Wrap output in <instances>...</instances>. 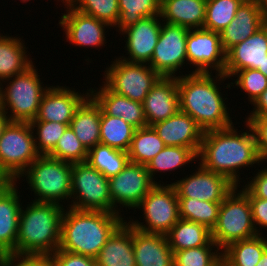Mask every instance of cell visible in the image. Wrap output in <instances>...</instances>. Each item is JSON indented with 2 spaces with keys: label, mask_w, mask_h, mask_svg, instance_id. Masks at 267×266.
I'll return each instance as SVG.
<instances>
[{
  "label": "cell",
  "mask_w": 267,
  "mask_h": 266,
  "mask_svg": "<svg viewBox=\"0 0 267 266\" xmlns=\"http://www.w3.org/2000/svg\"><path fill=\"white\" fill-rule=\"evenodd\" d=\"M142 209L146 225L138 220L128 223L143 232L166 235L178 222L179 199L172 184H156L143 198L136 209Z\"/></svg>",
  "instance_id": "obj_9"
},
{
  "label": "cell",
  "mask_w": 267,
  "mask_h": 266,
  "mask_svg": "<svg viewBox=\"0 0 267 266\" xmlns=\"http://www.w3.org/2000/svg\"><path fill=\"white\" fill-rule=\"evenodd\" d=\"M48 156L74 164L85 162L87 160L88 150L77 138L71 127L68 126L59 138L54 150Z\"/></svg>",
  "instance_id": "obj_41"
},
{
  "label": "cell",
  "mask_w": 267,
  "mask_h": 266,
  "mask_svg": "<svg viewBox=\"0 0 267 266\" xmlns=\"http://www.w3.org/2000/svg\"><path fill=\"white\" fill-rule=\"evenodd\" d=\"M40 79L33 64L23 73L1 82L0 108L10 122H31L36 119L42 97L49 88L43 86ZM6 81L8 84L3 89L2 83ZM9 109L11 114H8Z\"/></svg>",
  "instance_id": "obj_5"
},
{
  "label": "cell",
  "mask_w": 267,
  "mask_h": 266,
  "mask_svg": "<svg viewBox=\"0 0 267 266\" xmlns=\"http://www.w3.org/2000/svg\"><path fill=\"white\" fill-rule=\"evenodd\" d=\"M267 57V22L253 35L226 52L224 75L230 79L237 71L258 69Z\"/></svg>",
  "instance_id": "obj_19"
},
{
  "label": "cell",
  "mask_w": 267,
  "mask_h": 266,
  "mask_svg": "<svg viewBox=\"0 0 267 266\" xmlns=\"http://www.w3.org/2000/svg\"><path fill=\"white\" fill-rule=\"evenodd\" d=\"M63 1V2H62ZM69 0H61V2L64 4V3H66V2H68Z\"/></svg>",
  "instance_id": "obj_56"
},
{
  "label": "cell",
  "mask_w": 267,
  "mask_h": 266,
  "mask_svg": "<svg viewBox=\"0 0 267 266\" xmlns=\"http://www.w3.org/2000/svg\"><path fill=\"white\" fill-rule=\"evenodd\" d=\"M68 208L61 219L59 249L92 258L98 256L108 238L125 221L121 215L106 211Z\"/></svg>",
  "instance_id": "obj_3"
},
{
  "label": "cell",
  "mask_w": 267,
  "mask_h": 266,
  "mask_svg": "<svg viewBox=\"0 0 267 266\" xmlns=\"http://www.w3.org/2000/svg\"><path fill=\"white\" fill-rule=\"evenodd\" d=\"M71 198L69 207L113 213L109 179L87 161L72 164Z\"/></svg>",
  "instance_id": "obj_10"
},
{
  "label": "cell",
  "mask_w": 267,
  "mask_h": 266,
  "mask_svg": "<svg viewBox=\"0 0 267 266\" xmlns=\"http://www.w3.org/2000/svg\"><path fill=\"white\" fill-rule=\"evenodd\" d=\"M8 255L0 252V266H6Z\"/></svg>",
  "instance_id": "obj_53"
},
{
  "label": "cell",
  "mask_w": 267,
  "mask_h": 266,
  "mask_svg": "<svg viewBox=\"0 0 267 266\" xmlns=\"http://www.w3.org/2000/svg\"><path fill=\"white\" fill-rule=\"evenodd\" d=\"M9 119L7 118L6 114L2 111L0 108V137L2 135V132L5 128V126L9 123Z\"/></svg>",
  "instance_id": "obj_50"
},
{
  "label": "cell",
  "mask_w": 267,
  "mask_h": 266,
  "mask_svg": "<svg viewBox=\"0 0 267 266\" xmlns=\"http://www.w3.org/2000/svg\"><path fill=\"white\" fill-rule=\"evenodd\" d=\"M104 84L113 92L143 103L161 76L145 63L114 59L104 72Z\"/></svg>",
  "instance_id": "obj_11"
},
{
  "label": "cell",
  "mask_w": 267,
  "mask_h": 266,
  "mask_svg": "<svg viewBox=\"0 0 267 266\" xmlns=\"http://www.w3.org/2000/svg\"><path fill=\"white\" fill-rule=\"evenodd\" d=\"M242 190L247 194L251 204L254 227L258 234L263 235L261 228L257 229L258 227L256 226L267 228V199L254 197L245 187Z\"/></svg>",
  "instance_id": "obj_46"
},
{
  "label": "cell",
  "mask_w": 267,
  "mask_h": 266,
  "mask_svg": "<svg viewBox=\"0 0 267 266\" xmlns=\"http://www.w3.org/2000/svg\"><path fill=\"white\" fill-rule=\"evenodd\" d=\"M135 127L125 122L121 117L107 115L101 109L100 143L111 148L127 152Z\"/></svg>",
  "instance_id": "obj_33"
},
{
  "label": "cell",
  "mask_w": 267,
  "mask_h": 266,
  "mask_svg": "<svg viewBox=\"0 0 267 266\" xmlns=\"http://www.w3.org/2000/svg\"><path fill=\"white\" fill-rule=\"evenodd\" d=\"M30 122H9L0 137V173L16 182L40 155Z\"/></svg>",
  "instance_id": "obj_8"
},
{
  "label": "cell",
  "mask_w": 267,
  "mask_h": 266,
  "mask_svg": "<svg viewBox=\"0 0 267 266\" xmlns=\"http://www.w3.org/2000/svg\"><path fill=\"white\" fill-rule=\"evenodd\" d=\"M165 146L152 126L135 129L127 151L129 162L147 165Z\"/></svg>",
  "instance_id": "obj_32"
},
{
  "label": "cell",
  "mask_w": 267,
  "mask_h": 266,
  "mask_svg": "<svg viewBox=\"0 0 267 266\" xmlns=\"http://www.w3.org/2000/svg\"><path fill=\"white\" fill-rule=\"evenodd\" d=\"M22 176L26 177L30 190L38 197L33 202L61 204L64 199H71V163L40 155Z\"/></svg>",
  "instance_id": "obj_6"
},
{
  "label": "cell",
  "mask_w": 267,
  "mask_h": 266,
  "mask_svg": "<svg viewBox=\"0 0 267 266\" xmlns=\"http://www.w3.org/2000/svg\"><path fill=\"white\" fill-rule=\"evenodd\" d=\"M20 211L15 255H51L59 249L62 204L30 202Z\"/></svg>",
  "instance_id": "obj_4"
},
{
  "label": "cell",
  "mask_w": 267,
  "mask_h": 266,
  "mask_svg": "<svg viewBox=\"0 0 267 266\" xmlns=\"http://www.w3.org/2000/svg\"><path fill=\"white\" fill-rule=\"evenodd\" d=\"M152 127L166 146L191 148L198 155L204 131L189 114L179 110Z\"/></svg>",
  "instance_id": "obj_21"
},
{
  "label": "cell",
  "mask_w": 267,
  "mask_h": 266,
  "mask_svg": "<svg viewBox=\"0 0 267 266\" xmlns=\"http://www.w3.org/2000/svg\"><path fill=\"white\" fill-rule=\"evenodd\" d=\"M6 266H55L51 255L8 254Z\"/></svg>",
  "instance_id": "obj_47"
},
{
  "label": "cell",
  "mask_w": 267,
  "mask_h": 266,
  "mask_svg": "<svg viewBox=\"0 0 267 266\" xmlns=\"http://www.w3.org/2000/svg\"><path fill=\"white\" fill-rule=\"evenodd\" d=\"M213 77L212 72L178 75L180 111L189 114L204 132L233 125L225 104L227 98L222 97L217 85L227 77L221 73Z\"/></svg>",
  "instance_id": "obj_2"
},
{
  "label": "cell",
  "mask_w": 267,
  "mask_h": 266,
  "mask_svg": "<svg viewBox=\"0 0 267 266\" xmlns=\"http://www.w3.org/2000/svg\"><path fill=\"white\" fill-rule=\"evenodd\" d=\"M18 194L16 182H8L0 189V252L7 255L16 248L22 208Z\"/></svg>",
  "instance_id": "obj_23"
},
{
  "label": "cell",
  "mask_w": 267,
  "mask_h": 266,
  "mask_svg": "<svg viewBox=\"0 0 267 266\" xmlns=\"http://www.w3.org/2000/svg\"><path fill=\"white\" fill-rule=\"evenodd\" d=\"M86 161L109 179L124 169L129 156L127 152L99 143L88 150Z\"/></svg>",
  "instance_id": "obj_34"
},
{
  "label": "cell",
  "mask_w": 267,
  "mask_h": 266,
  "mask_svg": "<svg viewBox=\"0 0 267 266\" xmlns=\"http://www.w3.org/2000/svg\"><path fill=\"white\" fill-rule=\"evenodd\" d=\"M219 251L222 250L213 240L207 246L175 251L174 266H222V252Z\"/></svg>",
  "instance_id": "obj_39"
},
{
  "label": "cell",
  "mask_w": 267,
  "mask_h": 266,
  "mask_svg": "<svg viewBox=\"0 0 267 266\" xmlns=\"http://www.w3.org/2000/svg\"><path fill=\"white\" fill-rule=\"evenodd\" d=\"M64 5L67 12L61 16L58 24L66 33V40L79 47H103L106 44L105 30L110 25L76 10L69 2Z\"/></svg>",
  "instance_id": "obj_16"
},
{
  "label": "cell",
  "mask_w": 267,
  "mask_h": 266,
  "mask_svg": "<svg viewBox=\"0 0 267 266\" xmlns=\"http://www.w3.org/2000/svg\"><path fill=\"white\" fill-rule=\"evenodd\" d=\"M237 187L221 202L217 223L211 231L212 240L221 250L233 242L258 235L247 194Z\"/></svg>",
  "instance_id": "obj_7"
},
{
  "label": "cell",
  "mask_w": 267,
  "mask_h": 266,
  "mask_svg": "<svg viewBox=\"0 0 267 266\" xmlns=\"http://www.w3.org/2000/svg\"><path fill=\"white\" fill-rule=\"evenodd\" d=\"M255 1L267 13V0H255Z\"/></svg>",
  "instance_id": "obj_54"
},
{
  "label": "cell",
  "mask_w": 267,
  "mask_h": 266,
  "mask_svg": "<svg viewBox=\"0 0 267 266\" xmlns=\"http://www.w3.org/2000/svg\"><path fill=\"white\" fill-rule=\"evenodd\" d=\"M166 237L173 252L207 246L212 241L211 230L199 223L183 219L178 220Z\"/></svg>",
  "instance_id": "obj_31"
},
{
  "label": "cell",
  "mask_w": 267,
  "mask_h": 266,
  "mask_svg": "<svg viewBox=\"0 0 267 266\" xmlns=\"http://www.w3.org/2000/svg\"><path fill=\"white\" fill-rule=\"evenodd\" d=\"M238 77L236 80L234 79V83L231 82L226 86L230 88L234 86L232 84L237 85L240 90H244L245 94H248V100L251 104L255 102V100L264 92L267 88V77L257 69H243L241 71H237L233 77Z\"/></svg>",
  "instance_id": "obj_43"
},
{
  "label": "cell",
  "mask_w": 267,
  "mask_h": 266,
  "mask_svg": "<svg viewBox=\"0 0 267 266\" xmlns=\"http://www.w3.org/2000/svg\"><path fill=\"white\" fill-rule=\"evenodd\" d=\"M197 158V154L191 148L165 146L153 159L147 163L146 167L152 180L156 184H161L154 180V176L157 172L159 173V171H161L165 173V171L167 172L168 170H178V168H182V166H186V164L188 165L191 163V161L193 162Z\"/></svg>",
  "instance_id": "obj_35"
},
{
  "label": "cell",
  "mask_w": 267,
  "mask_h": 266,
  "mask_svg": "<svg viewBox=\"0 0 267 266\" xmlns=\"http://www.w3.org/2000/svg\"><path fill=\"white\" fill-rule=\"evenodd\" d=\"M207 0H163L160 17L165 23L187 29L203 28Z\"/></svg>",
  "instance_id": "obj_27"
},
{
  "label": "cell",
  "mask_w": 267,
  "mask_h": 266,
  "mask_svg": "<svg viewBox=\"0 0 267 266\" xmlns=\"http://www.w3.org/2000/svg\"><path fill=\"white\" fill-rule=\"evenodd\" d=\"M55 266H97L96 259L58 249L51 254Z\"/></svg>",
  "instance_id": "obj_45"
},
{
  "label": "cell",
  "mask_w": 267,
  "mask_h": 266,
  "mask_svg": "<svg viewBox=\"0 0 267 266\" xmlns=\"http://www.w3.org/2000/svg\"><path fill=\"white\" fill-rule=\"evenodd\" d=\"M101 107L89 95L77 108L70 127L87 150L100 143Z\"/></svg>",
  "instance_id": "obj_28"
},
{
  "label": "cell",
  "mask_w": 267,
  "mask_h": 266,
  "mask_svg": "<svg viewBox=\"0 0 267 266\" xmlns=\"http://www.w3.org/2000/svg\"><path fill=\"white\" fill-rule=\"evenodd\" d=\"M267 22V13L255 0H245L238 8L235 18L220 32L221 45L227 52L241 43Z\"/></svg>",
  "instance_id": "obj_22"
},
{
  "label": "cell",
  "mask_w": 267,
  "mask_h": 266,
  "mask_svg": "<svg viewBox=\"0 0 267 266\" xmlns=\"http://www.w3.org/2000/svg\"><path fill=\"white\" fill-rule=\"evenodd\" d=\"M258 173L250 180L247 181L244 187L254 196L260 199H267V168L262 170L258 169Z\"/></svg>",
  "instance_id": "obj_48"
},
{
  "label": "cell",
  "mask_w": 267,
  "mask_h": 266,
  "mask_svg": "<svg viewBox=\"0 0 267 266\" xmlns=\"http://www.w3.org/2000/svg\"><path fill=\"white\" fill-rule=\"evenodd\" d=\"M9 181L0 173V189Z\"/></svg>",
  "instance_id": "obj_55"
},
{
  "label": "cell",
  "mask_w": 267,
  "mask_h": 266,
  "mask_svg": "<svg viewBox=\"0 0 267 266\" xmlns=\"http://www.w3.org/2000/svg\"><path fill=\"white\" fill-rule=\"evenodd\" d=\"M234 127L205 131L197 156L202 167L224 175L240 186L239 169L259 165L261 161L252 127L246 122L249 131L243 133H238Z\"/></svg>",
  "instance_id": "obj_1"
},
{
  "label": "cell",
  "mask_w": 267,
  "mask_h": 266,
  "mask_svg": "<svg viewBox=\"0 0 267 266\" xmlns=\"http://www.w3.org/2000/svg\"><path fill=\"white\" fill-rule=\"evenodd\" d=\"M136 266H174V252L166 235L146 233L133 227Z\"/></svg>",
  "instance_id": "obj_24"
},
{
  "label": "cell",
  "mask_w": 267,
  "mask_h": 266,
  "mask_svg": "<svg viewBox=\"0 0 267 266\" xmlns=\"http://www.w3.org/2000/svg\"><path fill=\"white\" fill-rule=\"evenodd\" d=\"M76 10L114 27L119 18L118 0H69Z\"/></svg>",
  "instance_id": "obj_42"
},
{
  "label": "cell",
  "mask_w": 267,
  "mask_h": 266,
  "mask_svg": "<svg viewBox=\"0 0 267 266\" xmlns=\"http://www.w3.org/2000/svg\"><path fill=\"white\" fill-rule=\"evenodd\" d=\"M189 29L168 23L161 25L159 39L148 63L161 77H177L187 65L186 40Z\"/></svg>",
  "instance_id": "obj_13"
},
{
  "label": "cell",
  "mask_w": 267,
  "mask_h": 266,
  "mask_svg": "<svg viewBox=\"0 0 267 266\" xmlns=\"http://www.w3.org/2000/svg\"><path fill=\"white\" fill-rule=\"evenodd\" d=\"M253 111L249 113L248 117L266 116L267 115V88L252 104Z\"/></svg>",
  "instance_id": "obj_49"
},
{
  "label": "cell",
  "mask_w": 267,
  "mask_h": 266,
  "mask_svg": "<svg viewBox=\"0 0 267 266\" xmlns=\"http://www.w3.org/2000/svg\"><path fill=\"white\" fill-rule=\"evenodd\" d=\"M147 126L168 119L180 110L178 76L161 77L143 102Z\"/></svg>",
  "instance_id": "obj_20"
},
{
  "label": "cell",
  "mask_w": 267,
  "mask_h": 266,
  "mask_svg": "<svg viewBox=\"0 0 267 266\" xmlns=\"http://www.w3.org/2000/svg\"><path fill=\"white\" fill-rule=\"evenodd\" d=\"M179 199V218L204 225L212 231L217 223L221 202L201 201L196 198Z\"/></svg>",
  "instance_id": "obj_36"
},
{
  "label": "cell",
  "mask_w": 267,
  "mask_h": 266,
  "mask_svg": "<svg viewBox=\"0 0 267 266\" xmlns=\"http://www.w3.org/2000/svg\"><path fill=\"white\" fill-rule=\"evenodd\" d=\"M21 1L25 3V2H28V1H30V0H21Z\"/></svg>",
  "instance_id": "obj_57"
},
{
  "label": "cell",
  "mask_w": 267,
  "mask_h": 266,
  "mask_svg": "<svg viewBox=\"0 0 267 266\" xmlns=\"http://www.w3.org/2000/svg\"><path fill=\"white\" fill-rule=\"evenodd\" d=\"M245 0H207L203 29L220 33L235 18Z\"/></svg>",
  "instance_id": "obj_38"
},
{
  "label": "cell",
  "mask_w": 267,
  "mask_h": 266,
  "mask_svg": "<svg viewBox=\"0 0 267 266\" xmlns=\"http://www.w3.org/2000/svg\"><path fill=\"white\" fill-rule=\"evenodd\" d=\"M267 237L258 234L233 242L222 252V266H256L267 249Z\"/></svg>",
  "instance_id": "obj_30"
},
{
  "label": "cell",
  "mask_w": 267,
  "mask_h": 266,
  "mask_svg": "<svg viewBox=\"0 0 267 266\" xmlns=\"http://www.w3.org/2000/svg\"><path fill=\"white\" fill-rule=\"evenodd\" d=\"M119 18L114 27L118 31L136 24L142 18L160 15L159 0H118Z\"/></svg>",
  "instance_id": "obj_37"
},
{
  "label": "cell",
  "mask_w": 267,
  "mask_h": 266,
  "mask_svg": "<svg viewBox=\"0 0 267 266\" xmlns=\"http://www.w3.org/2000/svg\"><path fill=\"white\" fill-rule=\"evenodd\" d=\"M247 122L256 136L257 151L262 161L267 160V115L257 117H246Z\"/></svg>",
  "instance_id": "obj_44"
},
{
  "label": "cell",
  "mask_w": 267,
  "mask_h": 266,
  "mask_svg": "<svg viewBox=\"0 0 267 266\" xmlns=\"http://www.w3.org/2000/svg\"><path fill=\"white\" fill-rule=\"evenodd\" d=\"M90 95L107 115L121 117L136 129L147 126L143 103L117 94L111 91L105 84L100 86L99 91L98 88L95 90L91 87Z\"/></svg>",
  "instance_id": "obj_25"
},
{
  "label": "cell",
  "mask_w": 267,
  "mask_h": 266,
  "mask_svg": "<svg viewBox=\"0 0 267 266\" xmlns=\"http://www.w3.org/2000/svg\"><path fill=\"white\" fill-rule=\"evenodd\" d=\"M35 147L39 155H49L57 145L59 138L68 127L67 124L52 121H31ZM35 128V129H34Z\"/></svg>",
  "instance_id": "obj_40"
},
{
  "label": "cell",
  "mask_w": 267,
  "mask_h": 266,
  "mask_svg": "<svg viewBox=\"0 0 267 266\" xmlns=\"http://www.w3.org/2000/svg\"><path fill=\"white\" fill-rule=\"evenodd\" d=\"M186 53L188 64L190 62V66L196 67L191 73H211L216 70L214 72L224 74L226 52L221 45L220 33L203 28L190 29Z\"/></svg>",
  "instance_id": "obj_14"
},
{
  "label": "cell",
  "mask_w": 267,
  "mask_h": 266,
  "mask_svg": "<svg viewBox=\"0 0 267 266\" xmlns=\"http://www.w3.org/2000/svg\"><path fill=\"white\" fill-rule=\"evenodd\" d=\"M87 91L81 95L69 87L50 86L42 97L38 114L33 121H52L69 126L77 108L90 95V90Z\"/></svg>",
  "instance_id": "obj_18"
},
{
  "label": "cell",
  "mask_w": 267,
  "mask_h": 266,
  "mask_svg": "<svg viewBox=\"0 0 267 266\" xmlns=\"http://www.w3.org/2000/svg\"><path fill=\"white\" fill-rule=\"evenodd\" d=\"M178 198H196L201 201L222 202L235 188L226 176L209 171L198 165L197 171L171 183Z\"/></svg>",
  "instance_id": "obj_15"
},
{
  "label": "cell",
  "mask_w": 267,
  "mask_h": 266,
  "mask_svg": "<svg viewBox=\"0 0 267 266\" xmlns=\"http://www.w3.org/2000/svg\"><path fill=\"white\" fill-rule=\"evenodd\" d=\"M160 18V15L142 18L136 24L121 31L122 35L127 37L124 48L129 56H121L120 59L145 64L151 61L161 30Z\"/></svg>",
  "instance_id": "obj_17"
},
{
  "label": "cell",
  "mask_w": 267,
  "mask_h": 266,
  "mask_svg": "<svg viewBox=\"0 0 267 266\" xmlns=\"http://www.w3.org/2000/svg\"><path fill=\"white\" fill-rule=\"evenodd\" d=\"M256 266H267V249L262 254V257Z\"/></svg>",
  "instance_id": "obj_51"
},
{
  "label": "cell",
  "mask_w": 267,
  "mask_h": 266,
  "mask_svg": "<svg viewBox=\"0 0 267 266\" xmlns=\"http://www.w3.org/2000/svg\"><path fill=\"white\" fill-rule=\"evenodd\" d=\"M257 70L262 72L267 77V57L265 61L263 62L262 66H259Z\"/></svg>",
  "instance_id": "obj_52"
},
{
  "label": "cell",
  "mask_w": 267,
  "mask_h": 266,
  "mask_svg": "<svg viewBox=\"0 0 267 266\" xmlns=\"http://www.w3.org/2000/svg\"><path fill=\"white\" fill-rule=\"evenodd\" d=\"M155 185L146 165L128 162L120 173L109 178L113 213L121 214L118 209L121 205L126 209H136Z\"/></svg>",
  "instance_id": "obj_12"
},
{
  "label": "cell",
  "mask_w": 267,
  "mask_h": 266,
  "mask_svg": "<svg viewBox=\"0 0 267 266\" xmlns=\"http://www.w3.org/2000/svg\"><path fill=\"white\" fill-rule=\"evenodd\" d=\"M95 259L97 266H136L133 227L126 220L108 238Z\"/></svg>",
  "instance_id": "obj_26"
},
{
  "label": "cell",
  "mask_w": 267,
  "mask_h": 266,
  "mask_svg": "<svg viewBox=\"0 0 267 266\" xmlns=\"http://www.w3.org/2000/svg\"><path fill=\"white\" fill-rule=\"evenodd\" d=\"M22 38L0 34V83L33 65Z\"/></svg>",
  "instance_id": "obj_29"
}]
</instances>
